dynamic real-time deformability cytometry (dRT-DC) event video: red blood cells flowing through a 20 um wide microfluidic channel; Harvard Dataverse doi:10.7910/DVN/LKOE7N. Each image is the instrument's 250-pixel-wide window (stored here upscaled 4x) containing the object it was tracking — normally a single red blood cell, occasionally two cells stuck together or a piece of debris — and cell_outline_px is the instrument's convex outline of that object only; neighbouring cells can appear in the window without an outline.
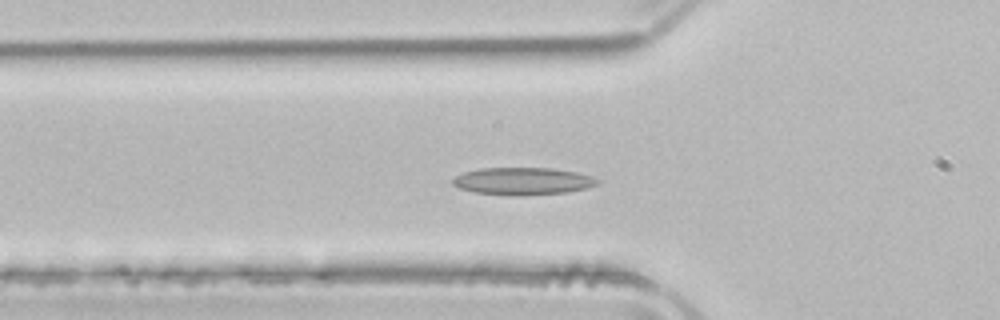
{"species": "common noctule bat (a hibernating species)", "species_latin": "Nyctalus noctula", "temperature_condition": "room temperature", "stored_images_in_passage": 52, "camera_frame_rate_fps": 3000, "um_per_image_px": 0.085, "animal": {"sex": "male", "body_mass_g": 21.5, "forearm_length_mm": 52.0}, "frame": {"image": 1, "passage_image": 17, "time_ms": 5.333, "image_size_px": [1000, 320], "cell_outline_px": [[600, 180], [596, 184], [584, 188], [568, 192], [520, 196], [512, 196], [476, 192], [460, 188], [452, 184], [452, 180], [456, 176], [464, 172], [480, 168], [552, 168], [576, 172], [592, 176]], "centroid_in_image_um": [44.43, 15.4], "position_along_channel_um": 81.4, "area_um2": 23.0}}
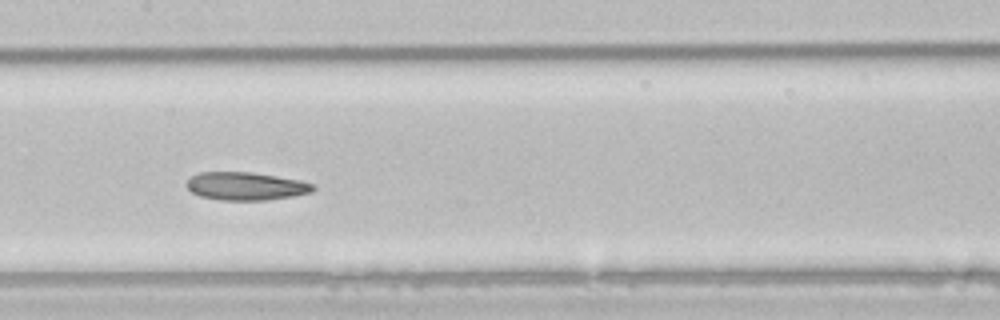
{"frame": {"image": 2, "passage_image": 25, "time_ms": 8.0, "image_size_px": [1000, 320], "cell_outline_px": [[316, 188], [312, 192], [292, 196], [264, 200], [220, 200], [200, 196], [192, 192], [184, 184], [196, 172], [252, 172], [300, 180], [316, 184]], "centroid_in_image_um": [20.9, 15.82], "position_along_channel_um": 186.5, "area_um2": 20.75}}
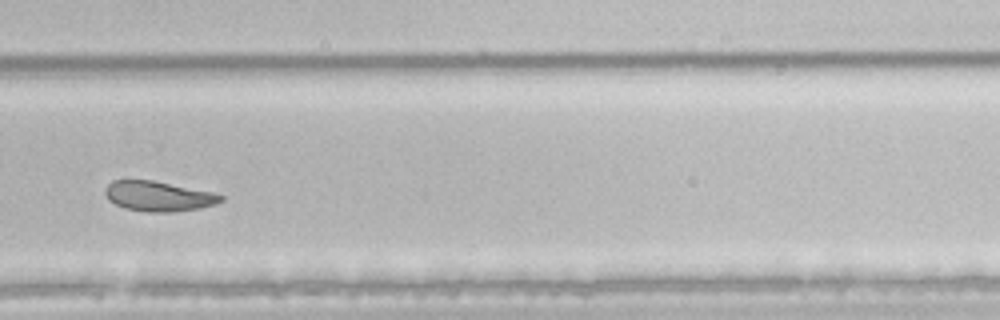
{"frame": {"image": 3, "passage_image": 35, "time_ms": 11.333, "image_size_px": [1000, 320], "cell_outline_px": [[224, 200], [216, 204], [200, 208], [172, 212], [148, 212], [124, 208], [108, 200], [104, 192], [104, 188], [112, 180], [152, 180], [216, 192], [224, 196]], "centroid_in_image_um": [13.49, 16.67], "position_along_channel_um": 316.3, "area_um2": 20.52}, "authors_computed_cell_mechanics": {"area_um2": 22.9177, "velocity_mm_per_s": 3.9214, "shape_relaxation_time_tau1_ms": null, "shape_relaxation_time_tau2_ms": 4.0381, "deformation_change_tau1": null, "deformation_change_tau2": 0.1108}}